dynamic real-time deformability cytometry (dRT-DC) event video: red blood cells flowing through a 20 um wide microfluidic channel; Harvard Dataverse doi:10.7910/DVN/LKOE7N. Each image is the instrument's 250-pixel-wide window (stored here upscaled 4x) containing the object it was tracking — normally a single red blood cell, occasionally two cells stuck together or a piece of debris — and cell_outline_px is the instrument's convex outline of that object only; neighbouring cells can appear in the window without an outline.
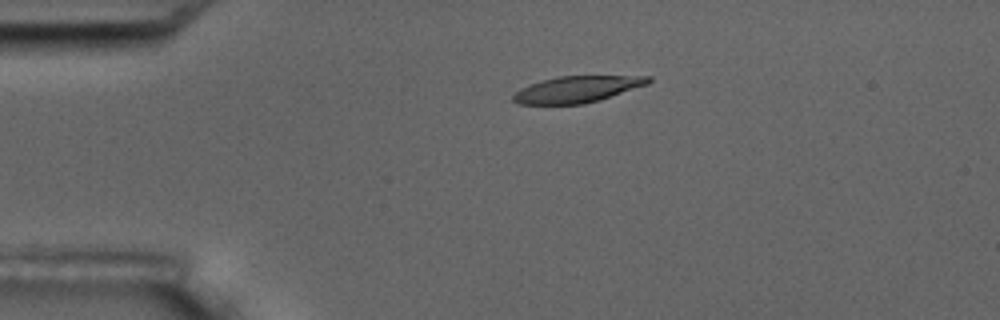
{"species": "common noctule bat (a hibernating species)", "species_latin": "Nyctalus noctula", "temperature_condition": "room temperature", "stored_images_in_passage": 4, "camera_frame_rate_fps": 3000, "um_per_image_px": 0.085, "animal": {"sex": "male", "body_mass_g": 17.5, "forearm_length_mm": 52.3}, "frame": {"image": 1, "passage_image": 3, "time_ms": 2.333, "image_size_px": [1000, 320], "cell_outline_px": [[652, 80], [648, 84], [600, 100], [584, 104], [520, 104], [512, 100], [512, 96], [520, 88], [544, 80], [560, 76], [652, 76]], "centroid_in_image_um": [49.08, 7.59], "position_along_channel_um": 35.9, "area_um2": 20.63}}